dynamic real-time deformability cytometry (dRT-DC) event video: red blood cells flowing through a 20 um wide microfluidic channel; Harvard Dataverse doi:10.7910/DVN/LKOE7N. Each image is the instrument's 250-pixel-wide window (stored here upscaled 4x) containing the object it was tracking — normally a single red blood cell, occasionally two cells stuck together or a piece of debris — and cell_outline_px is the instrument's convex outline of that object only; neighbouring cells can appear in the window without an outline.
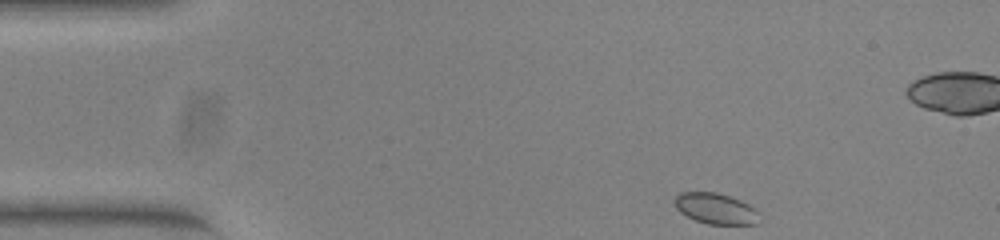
{"species": "common noctule bat (a hibernating species)", "species_latin": "Nyctalus noctula", "temperature_condition": "warm", "stored_images_in_passage": 47, "camera_frame_rate_fps": 3000, "um_per_image_px": 0.085, "animal": {"sex": "female", "body_mass_g": 23.0, "forearm_length_mm": 53.4}, "frame": {"image": 1, "passage_image": 1, "time_ms": 0.0, "image_size_px": [1000, 240], "cell_outline_px": [[760, 224], [708, 224], [696, 220], [680, 212], [676, 208], [672, 200], [680, 192], [716, 192], [740, 200], [756, 208], [760, 212]], "centroid_in_image_um": [60.86, 17.73], "position_along_channel_um": 24.1, "area_um2": 15.43}}
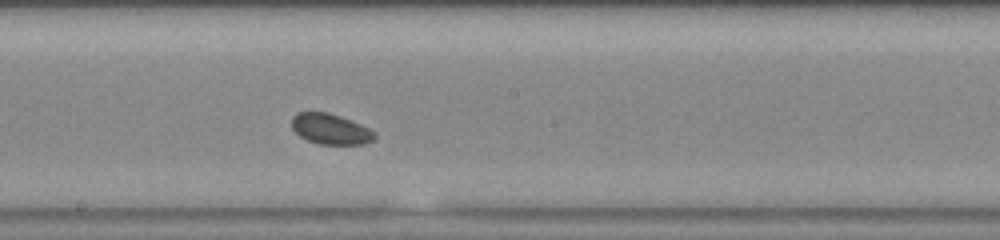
{"frame": {"image": 2, "passage_image": 22, "time_ms": 7.0, "image_size_px": [1000, 240], "cell_outline_px": [[376, 136], [372, 140], [364, 144], [320, 144], [308, 140], [300, 136], [292, 128], [292, 116], [296, 112], [328, 112], [340, 116], [360, 124], [368, 128]], "centroid_in_image_um": [28.06, 10.96], "position_along_channel_um": 220.1, "area_um2": 14.57}}
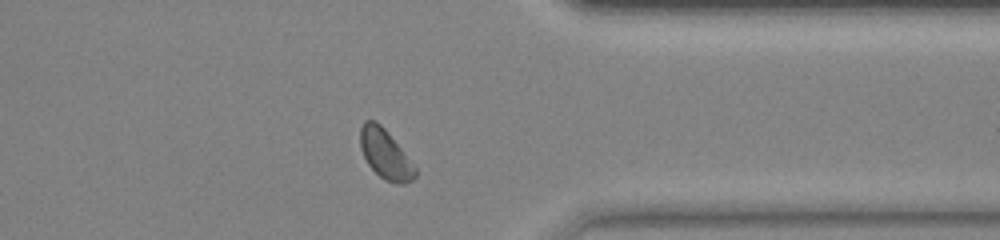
{"frame": {"image": 3, "passage_image": 35, "time_ms": 11.333, "image_size_px": [1000, 240], "cell_outline_px": [[416, 176], [412, 180], [404, 184], [396, 184], [384, 180], [368, 164], [360, 148], [360, 128], [364, 120], [376, 120], [384, 128], [416, 168]], "centroid_in_image_um": [32.73, 13.11], "position_along_channel_um": 378.7, "area_um2": 15.61}, "authors_computed_cell_mechanics": {"area_um2": 15.317, "velocity_mm_per_s": 3.8501, "shape_relaxation_time_tau1_ms": null, "shape_relaxation_time_tau2_ms": 4.6306, "deformation_change_tau1": null, "deformation_change_tau2": 0.0586}}